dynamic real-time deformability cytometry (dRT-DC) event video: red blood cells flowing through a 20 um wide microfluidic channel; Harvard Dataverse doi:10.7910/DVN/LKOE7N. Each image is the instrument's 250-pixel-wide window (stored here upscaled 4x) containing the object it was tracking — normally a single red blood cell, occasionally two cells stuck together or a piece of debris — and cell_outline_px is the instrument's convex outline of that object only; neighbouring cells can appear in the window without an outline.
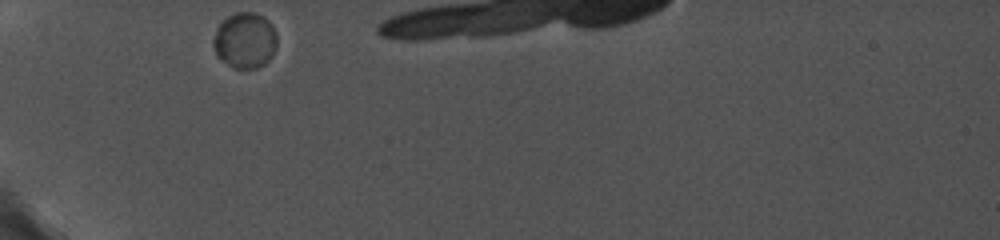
{"species": "common noctule bat (a hibernating species)", "species_latin": "Nyctalus noctula", "temperature_condition": "cold", "stored_images_in_passage": 9, "camera_frame_rate_fps": 5000, "um_per_image_px": 0.085, "animal": {"sex": "female", "body_mass_g": 19.0, "forearm_length_mm": 56.7}, "frame": {"image": 1, "passage_image": 1, "time_ms": 0.0, "image_size_px": [1000, 240], "cell_outline_px": [[276, 48], [272, 56], [264, 64], [256, 68], [232, 68], [220, 60], [216, 56], [212, 44], [212, 40], [216, 28], [228, 16], [236, 12], [256, 12], [264, 16], [272, 24], [276, 32]], "centroid_in_image_um": [20.81, 3.43], "position_along_channel_um": 64.2, "area_um2": 21.04}}